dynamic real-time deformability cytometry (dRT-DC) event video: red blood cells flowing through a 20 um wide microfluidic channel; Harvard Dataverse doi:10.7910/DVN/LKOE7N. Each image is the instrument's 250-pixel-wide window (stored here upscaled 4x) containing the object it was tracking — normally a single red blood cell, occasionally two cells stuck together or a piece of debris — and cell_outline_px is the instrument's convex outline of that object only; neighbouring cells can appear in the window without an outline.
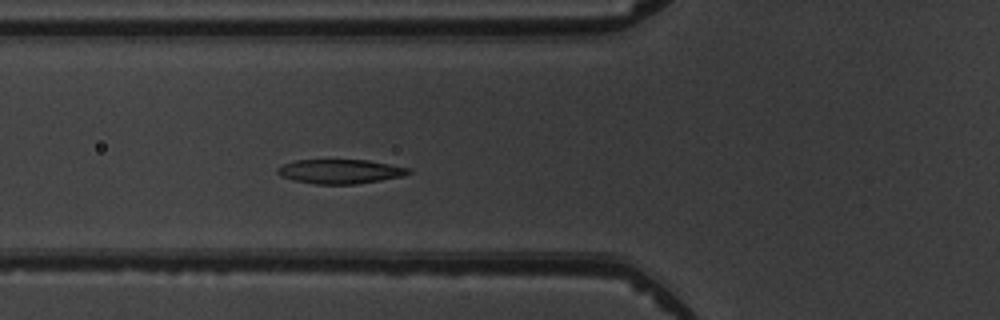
{"species": "common noctule bat (a hibernating species)", "species_latin": "Nyctalus noctula", "temperature_condition": "warm", "stored_images_in_passage": 5, "camera_frame_rate_fps": 3000, "um_per_image_px": 0.085, "animal": {"sex": "male", "body_mass_g": 19.5, "forearm_length_mm": 54.6}, "frame": {"image": 1, "passage_image": 5, "time_ms": 4.667, "image_size_px": [1000, 320], "cell_outline_px": [[412, 172], [404, 176], [356, 184], [316, 184], [292, 180], [280, 176], [276, 172], [276, 168], [284, 164], [296, 160], [368, 160], [412, 168]], "centroid_in_image_um": [28.93, 14.57], "position_along_channel_um": 96.9, "area_um2": 18.67}}